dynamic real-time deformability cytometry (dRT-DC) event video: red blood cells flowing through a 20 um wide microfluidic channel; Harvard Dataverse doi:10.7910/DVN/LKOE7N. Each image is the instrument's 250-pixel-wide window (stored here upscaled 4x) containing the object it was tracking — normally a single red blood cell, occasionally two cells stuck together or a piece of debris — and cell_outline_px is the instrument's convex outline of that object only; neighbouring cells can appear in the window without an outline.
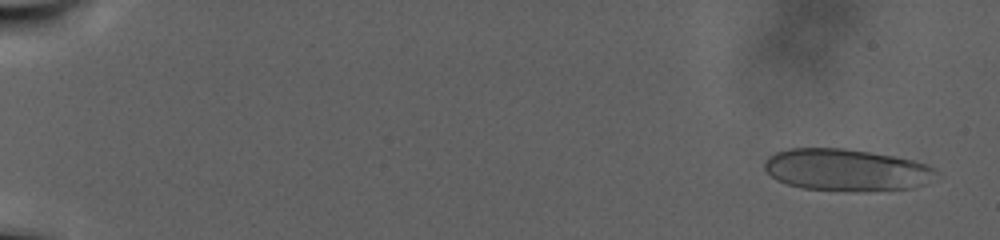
{"species": "human", "species_latin": "Homo sapiens", "temperature_condition": "warm", "stored_images_in_passage": 80, "camera_frame_rate_fps": 3000, "um_per_image_px": 0.085, "donor": {"sex": "male"}, "frame": {"image": 1, "passage_image": 5, "time_ms": 1.333, "image_size_px": [1000, 240], "cell_outline_px": [[936, 172], [924, 184], [912, 188], [856, 192], [844, 192], [800, 188], [776, 180], [764, 168], [764, 160], [768, 156], [776, 152], [788, 148], [844, 148], [892, 156], [912, 160], [928, 164]], "centroid_in_image_um": [71.87, 14.46], "position_along_channel_um": 13.1, "area_um2": 42.14}}
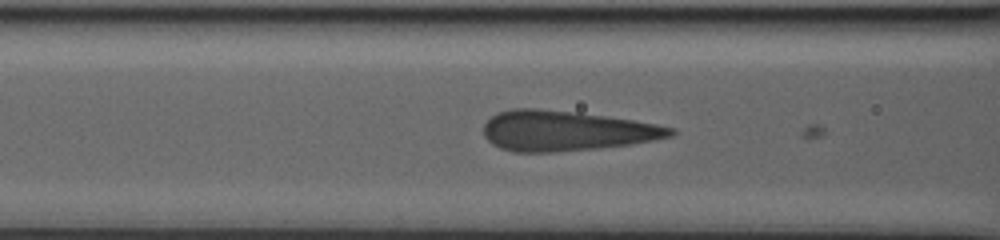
{"frame": {"image": 2, "passage_image": 50, "time_ms": 16.333, "image_size_px": [1000, 240], "cell_outline_px": [[676, 132], [672, 136], [652, 140], [628, 144], [600, 148], [552, 152], [516, 152], [500, 148], [492, 144], [484, 136], [484, 124], [496, 112], [512, 108], [536, 108], [576, 112], [632, 120], [656, 124], [676, 128]], "centroid_in_image_um": [48.09, 11.11], "position_along_channel_um": 118.5, "area_um2": 43.64}}
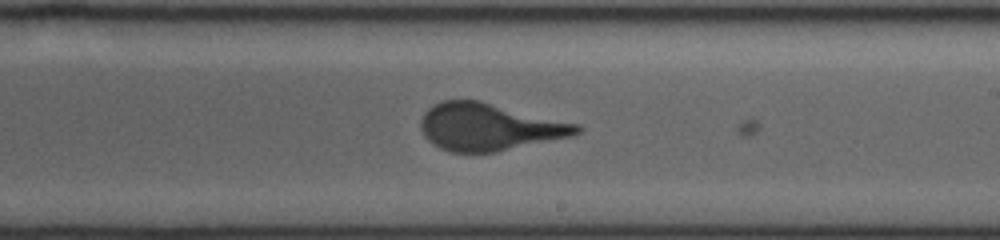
{"frame": {"image": 3, "passage_image": 70, "time_ms": 23.0, "image_size_px": [1000, 240], "cell_outline_px": [[584, 128], [580, 132], [572, 136], [496, 152], [452, 152], [440, 148], [428, 140], [424, 136], [420, 128], [420, 120], [424, 112], [432, 104], [444, 100], [480, 100], [580, 124]], "centroid_in_image_um": [41.58, 10.78], "position_along_channel_um": 247.4, "area_um2": 43.18}}